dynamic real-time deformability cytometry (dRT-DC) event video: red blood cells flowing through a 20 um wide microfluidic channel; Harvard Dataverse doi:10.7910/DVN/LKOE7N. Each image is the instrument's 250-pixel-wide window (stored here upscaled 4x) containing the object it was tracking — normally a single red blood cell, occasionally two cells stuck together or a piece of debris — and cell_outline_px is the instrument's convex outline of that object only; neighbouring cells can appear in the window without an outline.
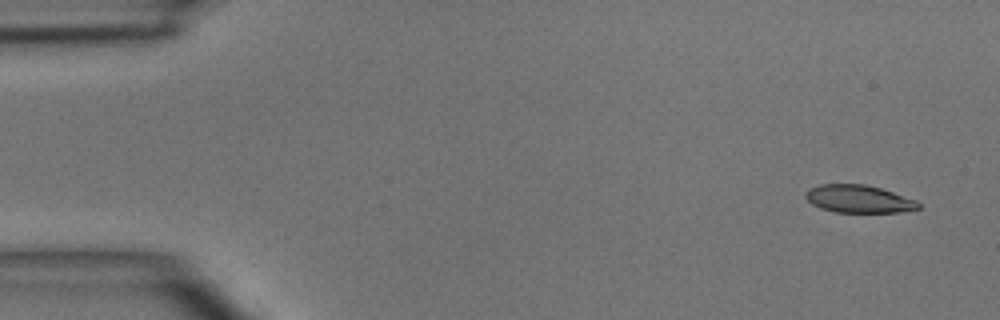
{"species": "common noctule bat (a hibernating species)", "species_latin": "Nyctalus noctula", "temperature_condition": "room temperature", "stored_images_in_passage": 4, "camera_frame_rate_fps": 3000, "um_per_image_px": 0.085, "animal": {"sex": "male", "body_mass_g": 15.6}, "frame": {"image": 1, "passage_image": 1, "time_ms": 0.0, "image_size_px": [1000, 320], "cell_outline_px": [[920, 208], [900, 212], [836, 212], [820, 208], [812, 204], [804, 196], [804, 192], [808, 188], [820, 184], [864, 184], [880, 188], [916, 200], [920, 204]], "centroid_in_image_um": [72.95, 16.9], "position_along_channel_um": 12.1, "area_um2": 18.21}}
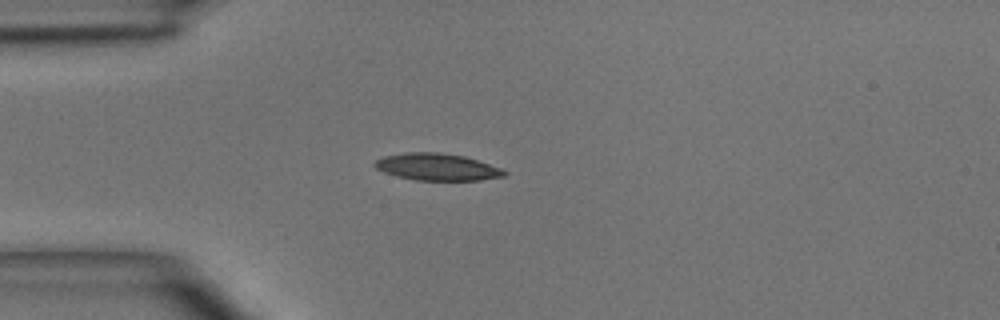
{"frame": {"image": 2, "passage_image": 4, "time_ms": 3.333, "image_size_px": [1000, 320], "cell_outline_px": [[508, 172], [504, 176], [480, 180], [416, 180], [396, 176], [384, 172], [376, 168], [372, 164], [376, 160], [384, 156], [404, 152], [440, 152], [464, 156], [500, 168]], "centroid_in_image_um": [37.11, 14.18], "position_along_channel_um": 47.9, "area_um2": 20.29}}